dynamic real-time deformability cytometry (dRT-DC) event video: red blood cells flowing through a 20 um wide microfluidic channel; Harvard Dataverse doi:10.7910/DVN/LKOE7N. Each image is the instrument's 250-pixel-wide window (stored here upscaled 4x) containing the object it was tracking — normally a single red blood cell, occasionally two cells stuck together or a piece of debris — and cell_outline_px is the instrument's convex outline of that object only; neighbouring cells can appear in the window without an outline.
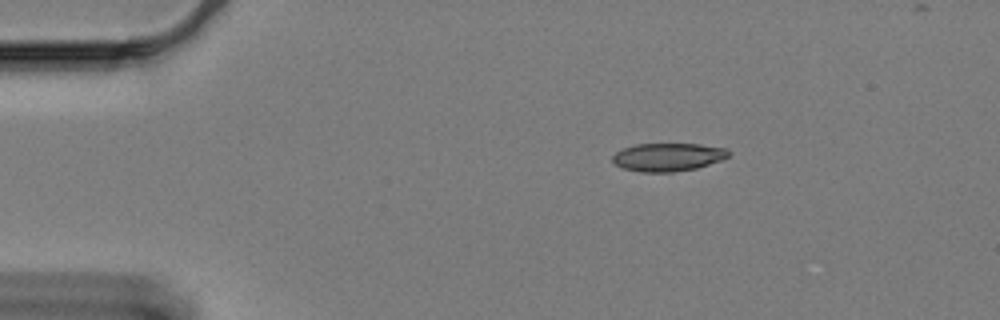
{"species": "Egyptian fruit bat (a non-hibernating species)", "species_latin": "Rousettus aegyptiacus", "temperature_condition": "cold", "stored_images_in_passage": 51, "camera_frame_rate_fps": 3000, "um_per_image_px": 0.085, "animal": {"sex": "female"}, "frame": {"image": 1, "passage_image": 1, "time_ms": 0.0, "image_size_px": [1000, 320], "cell_outline_px": [[728, 156], [720, 160], [696, 168], [672, 172], [640, 172], [624, 168], [616, 164], [612, 160], [612, 156], [616, 152], [624, 148], [636, 144], [700, 144], [724, 148], [728, 152]], "centroid_in_image_um": [56.74, 13.35], "position_along_channel_um": 28.3, "area_um2": 18.73}}
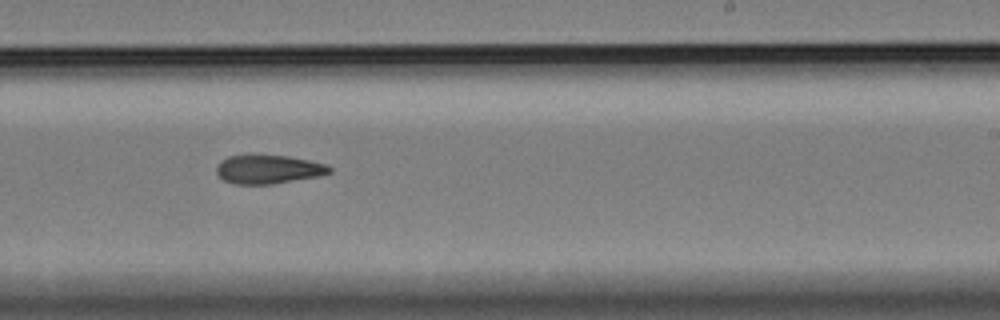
{"frame": {"image": 2, "passage_image": 28, "time_ms": 9.0, "image_size_px": [1000, 320], "cell_outline_px": [[332, 172], [320, 176], [272, 184], [236, 184], [224, 180], [216, 172], [216, 168], [228, 156], [252, 152], [288, 156], [308, 160], [324, 164], [332, 168]], "centroid_in_image_um": [22.81, 14.35], "position_along_channel_um": 266.2, "area_um2": 19.36}}
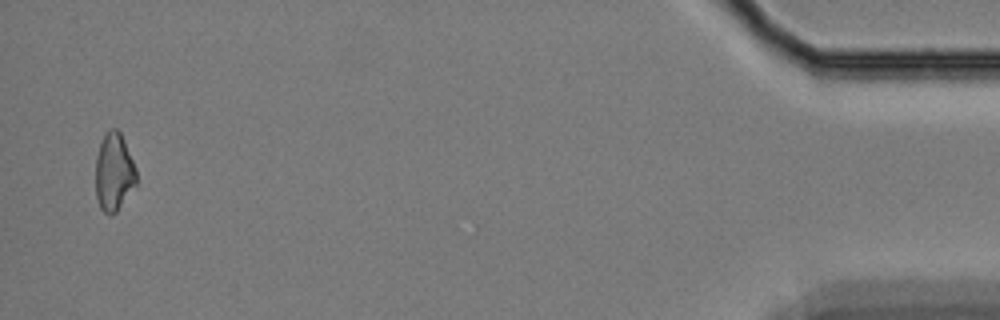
{"frame": {"image": 3, "passage_image": 50, "time_ms": 16.333, "image_size_px": [1000, 320], "cell_outline_px": [[136, 184], [116, 212], [104, 212], [100, 208], [96, 196], [96, 156], [100, 144], [108, 128], [116, 128], [120, 132], [124, 140], [136, 168]], "centroid_in_image_um": [9.68, 14.59], "position_along_channel_um": 425.5, "area_um2": 18.26}}